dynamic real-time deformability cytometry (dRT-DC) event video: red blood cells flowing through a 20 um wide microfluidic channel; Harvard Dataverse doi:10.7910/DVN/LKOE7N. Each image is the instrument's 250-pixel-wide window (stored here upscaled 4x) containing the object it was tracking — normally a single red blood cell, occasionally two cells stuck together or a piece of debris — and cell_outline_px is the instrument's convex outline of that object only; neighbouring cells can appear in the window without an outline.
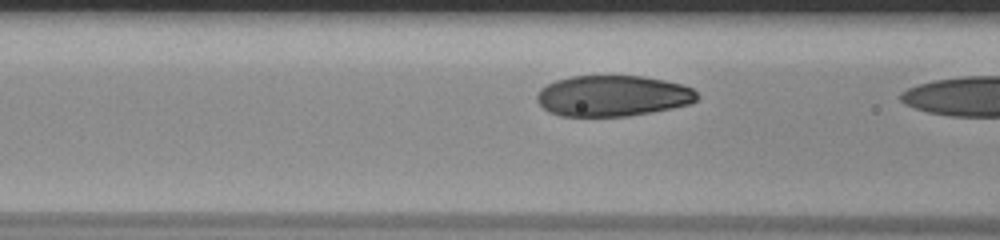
{"species": "human", "species_latin": "Homo sapiens", "temperature_condition": "room temperature", "stored_images_in_passage": 10, "camera_frame_rate_fps": 3000, "um_per_image_px": 0.085, "donor": {"sex": "male"}, "frame": {"image": 1, "passage_image": 9, "time_ms": 2.667, "image_size_px": [1000, 240], "cell_outline_px": [[700, 96], [696, 100], [688, 104], [672, 108], [628, 116], [560, 116], [548, 112], [536, 100], [536, 96], [540, 88], [556, 80], [572, 76], [644, 76], [664, 80], [680, 84], [692, 88]], "centroid_in_image_um": [52.06, 8.15], "position_along_channel_um": 114.5, "area_um2": 38.21}}